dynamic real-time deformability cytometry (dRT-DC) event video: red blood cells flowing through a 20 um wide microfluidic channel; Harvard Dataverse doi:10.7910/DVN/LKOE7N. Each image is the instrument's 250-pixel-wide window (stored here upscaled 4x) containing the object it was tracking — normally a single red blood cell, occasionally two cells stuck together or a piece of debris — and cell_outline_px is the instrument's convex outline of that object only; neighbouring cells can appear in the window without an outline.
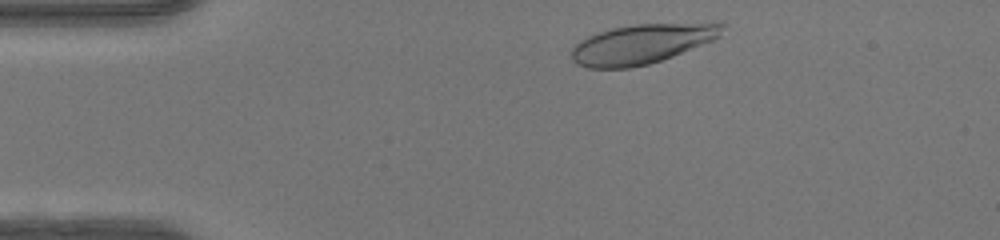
{"species": "human", "species_latin": "Homo sapiens", "temperature_condition": "warm", "stored_images_in_passage": 34, "camera_frame_rate_fps": 3000, "um_per_image_px": 0.085, "donor": {"sex": "female"}, "frame": {"image": 1, "passage_image": 2, "time_ms": 0.333, "image_size_px": [1000, 240], "cell_outline_px": [[728, 24], [720, 36], [712, 40], [672, 56], [648, 64], [632, 68], [588, 68], [576, 64], [572, 60], [572, 48], [580, 40], [596, 32], [612, 28], [636, 24]], "centroid_in_image_um": [54.48, 3.75], "position_along_channel_um": 30.5, "area_um2": 34.33}}
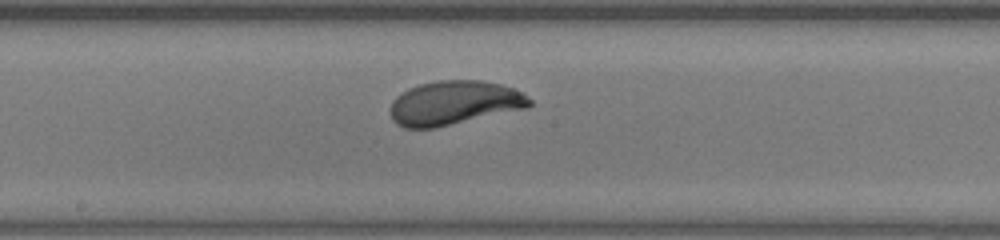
{"frame": {"image": 2, "passage_image": 19, "time_ms": 6.0, "image_size_px": [1000, 240], "cell_outline_px": [[532, 104], [528, 108], [436, 128], [404, 128], [396, 124], [392, 120], [388, 112], [388, 108], [392, 100], [400, 92], [408, 88], [420, 84], [436, 80], [480, 80], [500, 84], [524, 92], [532, 100]], "centroid_in_image_um": [38.58, 8.75], "position_along_channel_um": 209.6, "area_um2": 36.47}}
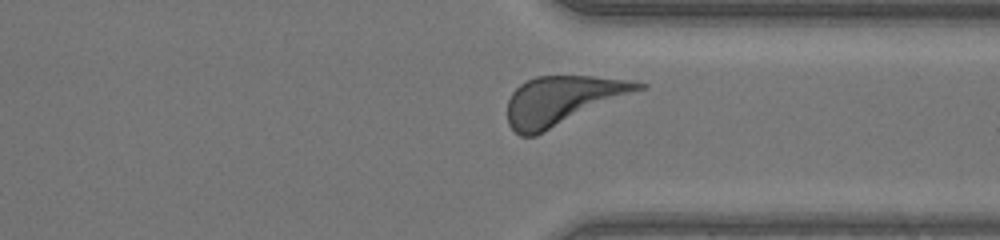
{"frame": {"image": 3, "passage_image": 30, "time_ms": 9.667, "image_size_px": [1000, 240], "cell_outline_px": [[648, 88], [536, 136], [520, 136], [508, 124], [508, 100], [512, 92], [520, 84], [536, 76], [592, 76], [628, 80], [648, 84]], "centroid_in_image_um": [47.85, 8.54], "position_along_channel_um": 363.5, "area_um2": 37.63}, "authors_computed_cell_mechanics": {"area_um2": 35.3736, "velocity_mm_per_s": 4.1915, "shape_relaxation_time_tau1_ms": 1.9764, "shape_relaxation_time_tau2_ms": null, "deformation_change_tau1": 0.1641, "deformation_change_tau2": null}}